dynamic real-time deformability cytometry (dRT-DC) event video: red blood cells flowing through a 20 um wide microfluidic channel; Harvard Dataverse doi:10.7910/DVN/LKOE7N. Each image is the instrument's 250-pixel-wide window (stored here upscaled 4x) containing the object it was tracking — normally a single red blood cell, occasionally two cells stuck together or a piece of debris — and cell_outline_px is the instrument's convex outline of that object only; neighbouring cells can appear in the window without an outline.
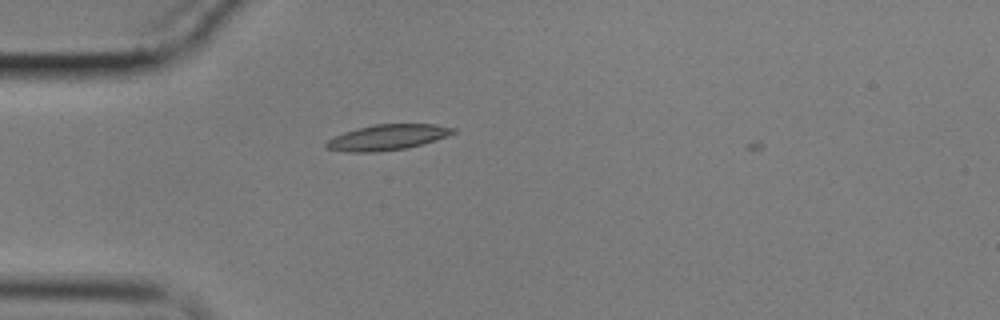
{"species": "common noctule bat (a hibernating species)", "species_latin": "Nyctalus noctula", "temperature_condition": "cold", "stored_images_in_passage": 2, "camera_frame_rate_fps": 3000, "um_per_image_px": 0.085, "animal": {"sex": "male", "body_mass_g": 17.9}, "frame": {"image": 1, "passage_image": 1, "time_ms": 0.0, "image_size_px": [1000, 320], "cell_outline_px": [[456, 132], [408, 148], [376, 152], [344, 152], [328, 148], [324, 144], [328, 140], [344, 132], [356, 128], [376, 124], [436, 124], [456, 128]], "centroid_in_image_um": [32.9, 11.67], "position_along_channel_um": 52.1, "area_um2": 18.67}}